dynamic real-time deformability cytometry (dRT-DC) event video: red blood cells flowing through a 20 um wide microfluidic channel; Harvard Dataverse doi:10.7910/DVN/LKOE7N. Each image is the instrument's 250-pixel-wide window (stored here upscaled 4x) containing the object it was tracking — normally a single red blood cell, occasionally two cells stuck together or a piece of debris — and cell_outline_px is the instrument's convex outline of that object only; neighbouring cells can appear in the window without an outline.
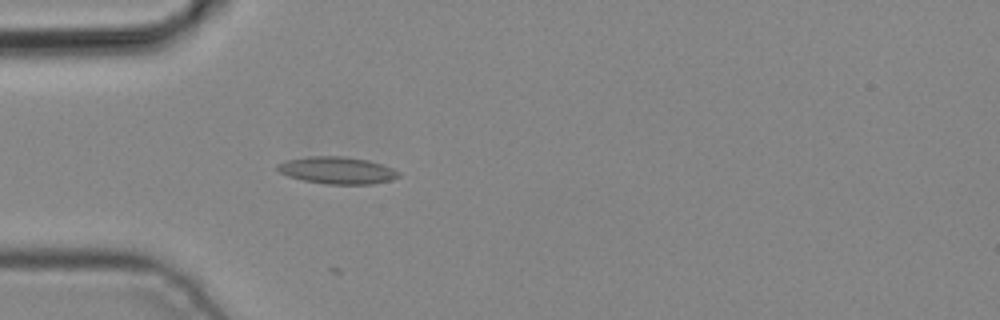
{"species": "common noctule bat (a hibernating species)", "species_latin": "Nyctalus noctula", "temperature_condition": "cold", "stored_images_in_passage": 3, "camera_frame_rate_fps": 3000, "um_per_image_px": 0.085, "animal": {"sex": "male", "body_mass_g": 19.2, "forearm_length_mm": 51.8}, "frame": {"image": 1, "passage_image": 3, "time_ms": 0.667, "image_size_px": [1000, 320], "cell_outline_px": [[400, 176], [392, 180], [372, 184], [328, 184], [304, 180], [288, 176], [280, 172], [276, 168], [276, 164], [284, 160], [312, 156], [344, 156], [368, 160], [392, 168], [400, 172]], "centroid_in_image_um": [28.65, 14.47], "position_along_channel_um": 56.3, "area_um2": 19.13}}